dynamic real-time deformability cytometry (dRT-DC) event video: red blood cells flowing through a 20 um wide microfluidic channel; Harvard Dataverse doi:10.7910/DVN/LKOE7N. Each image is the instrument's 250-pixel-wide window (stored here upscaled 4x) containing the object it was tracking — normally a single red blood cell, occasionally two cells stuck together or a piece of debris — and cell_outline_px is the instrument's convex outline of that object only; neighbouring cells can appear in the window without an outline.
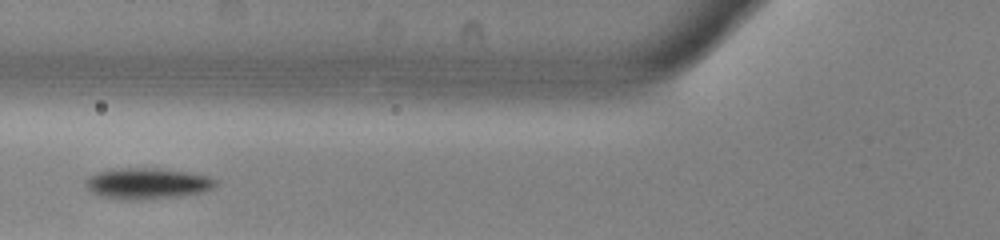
{"species": "common noctule bat (a hibernating species)", "species_latin": "Nyctalus noctula", "temperature_condition": "warm", "stored_images_in_passage": 38, "camera_frame_rate_fps": 3000, "um_per_image_px": 0.085, "animal": {"sex": "male", "body_mass_g": 13.0, "forearm_length_mm": 53.1}, "frame": {"image": 1, "passage_image": 6, "time_ms": 1.667, "image_size_px": [1000, 240], "cell_outline_px": [[216, 184], [212, 188], [204, 192], [180, 196], [140, 200], [120, 200], [100, 196], [92, 192], [88, 188], [84, 180], [96, 172], [112, 168], [156, 168], [188, 172], [208, 176], [216, 180]], "centroid_in_image_um": [12.49, 15.6], "position_along_channel_um": 113.3, "area_um2": 23.7}}
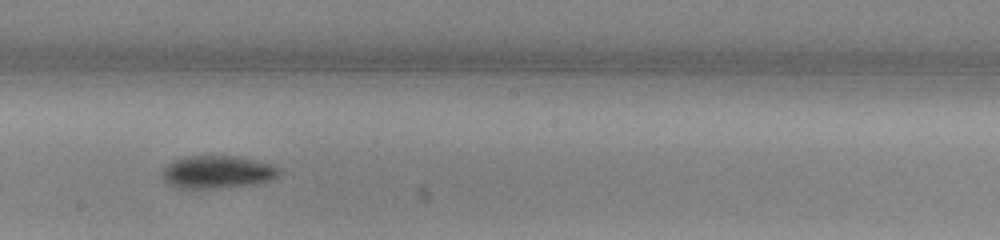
{"frame": {"image": 2, "passage_image": 15, "time_ms": 4.667, "image_size_px": [1000, 240], "cell_outline_px": [[280, 172], [272, 180], [256, 184], [220, 188], [176, 188], [164, 180], [160, 176], [160, 172], [168, 164], [176, 160], [192, 156], [232, 156], [256, 160], [280, 168]], "centroid_in_image_um": [18.46, 14.64], "position_along_channel_um": 229.7, "area_um2": 22.2}}
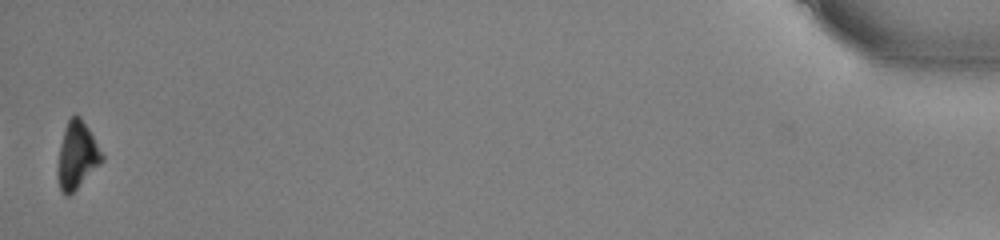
{"frame": {"image": 3, "passage_image": 38, "time_ms": 12.333, "image_size_px": [1000, 240], "cell_outline_px": [[104, 160], [68, 196], [64, 196], [60, 192], [56, 176], [56, 172], [60, 144], [68, 120], [72, 116], [80, 116], [88, 128], [104, 156]], "centroid_in_image_um": [6.51, 13.25], "position_along_channel_um": 428.7, "area_um2": 17.11}, "authors_computed_cell_mechanics": {"area_um2": 21.7039, "velocity_mm_per_s": 3.8915, "shape_relaxation_time_tau1_ms": 1.4524, "shape_relaxation_time_tau2_ms": null, "deformation_change_tau1": 0.1423, "deformation_change_tau2": null}}